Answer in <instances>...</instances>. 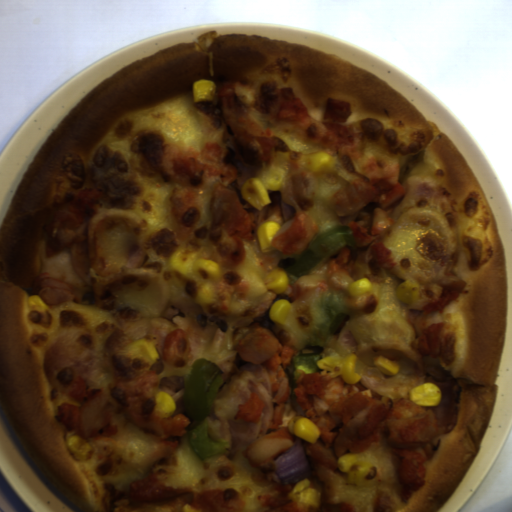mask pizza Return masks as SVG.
Masks as SVG:
<instances>
[{"mask_svg":"<svg viewBox=\"0 0 512 512\" xmlns=\"http://www.w3.org/2000/svg\"><path fill=\"white\" fill-rule=\"evenodd\" d=\"M275 80L292 89L311 117L356 125L368 156L400 163L398 182L429 178L450 197L460 247L449 273L464 293L434 315L454 331L451 366L423 358L424 383L441 392L429 406L439 443L422 488L405 510L438 512L470 470L491 423L506 339L508 282L496 217L481 184L448 135L370 70L305 43L251 33L218 32L133 60L80 99L31 157L0 226V409L26 453L56 490L81 512H106L95 471L69 450L74 437L58 422L76 404L54 386L46 349L80 344L105 360L113 317L96 306L76 274L72 247L86 223L114 208L134 212L145 231L138 268L163 275L170 298L195 299L199 282L171 265L181 250L170 210L174 182L147 177L135 164L132 138L161 131L200 147L194 82ZM38 294L48 310L29 309ZM423 383V384H424ZM77 405V404H76Z\"/></svg>","mask_w":512,"mask_h":512,"instance_id":"1","label":"pizza"},{"mask_svg":"<svg viewBox=\"0 0 512 512\" xmlns=\"http://www.w3.org/2000/svg\"><path fill=\"white\" fill-rule=\"evenodd\" d=\"M315 298L317 297L307 292H294L287 289L280 294L275 293V302L277 300H288L292 307L295 326L284 328L298 352L306 334L314 326L312 308Z\"/></svg>","mask_w":512,"mask_h":512,"instance_id":"5","label":"pizza"},{"mask_svg":"<svg viewBox=\"0 0 512 512\" xmlns=\"http://www.w3.org/2000/svg\"><path fill=\"white\" fill-rule=\"evenodd\" d=\"M404 279L393 275L389 281L383 286L379 299L372 310L352 313L351 316L358 315H374L383 317H393L406 319L407 303L399 300L397 289ZM350 316V317H351Z\"/></svg>","mask_w":512,"mask_h":512,"instance_id":"6","label":"pizza"},{"mask_svg":"<svg viewBox=\"0 0 512 512\" xmlns=\"http://www.w3.org/2000/svg\"><path fill=\"white\" fill-rule=\"evenodd\" d=\"M356 456L360 466H368L374 471L377 483L350 486L348 480L337 477L336 491L340 499L353 503L358 512H375L374 495L380 486L391 480L394 462L386 450L375 449Z\"/></svg>","mask_w":512,"mask_h":512,"instance_id":"4","label":"pizza"},{"mask_svg":"<svg viewBox=\"0 0 512 512\" xmlns=\"http://www.w3.org/2000/svg\"><path fill=\"white\" fill-rule=\"evenodd\" d=\"M243 241L246 255L239 269L249 286L245 298L233 299L227 311L209 310L208 305L202 306L216 326L230 335L232 333V321L246 314L265 294L270 292L263 280V277L270 271L257 256L252 245L244 239Z\"/></svg>","mask_w":512,"mask_h":512,"instance_id":"3","label":"pizza"},{"mask_svg":"<svg viewBox=\"0 0 512 512\" xmlns=\"http://www.w3.org/2000/svg\"><path fill=\"white\" fill-rule=\"evenodd\" d=\"M247 446L201 460L191 449L186 434L176 449V476L189 490H238L244 498L245 512H272L258 500L276 483L274 471L254 469L243 455Z\"/></svg>","mask_w":512,"mask_h":512,"instance_id":"2","label":"pizza"}]
</instances>
